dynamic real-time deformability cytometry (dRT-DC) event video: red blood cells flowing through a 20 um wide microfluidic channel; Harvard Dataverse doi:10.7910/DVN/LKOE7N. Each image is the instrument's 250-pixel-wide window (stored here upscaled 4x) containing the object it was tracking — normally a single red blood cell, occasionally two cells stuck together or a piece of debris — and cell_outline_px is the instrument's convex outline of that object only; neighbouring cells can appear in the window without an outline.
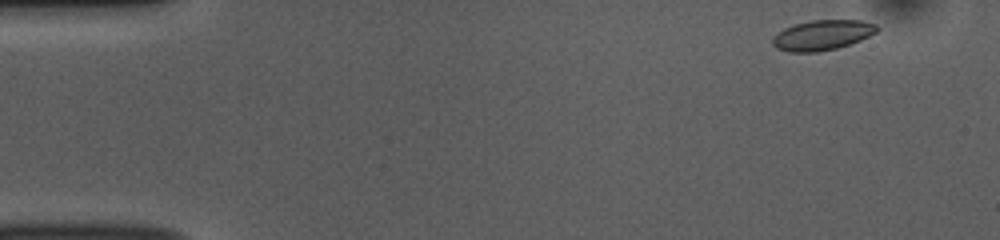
{"species": "common noctule bat (a hibernating species)", "species_latin": "Nyctalus noctula", "temperature_condition": "room temperature", "stored_images_in_passage": 50, "camera_frame_rate_fps": 3000, "um_per_image_px": 0.085, "animal": {"sex": "female", "body_mass_g": 10.0, "forearm_length_mm": 53.1}, "frame": {"image": 1, "passage_image": 1, "time_ms": 0.0, "image_size_px": [1000, 240], "cell_outline_px": [[880, 28], [876, 32], [860, 40], [836, 48], [816, 52], [788, 52], [776, 48], [772, 44], [772, 40], [784, 28], [792, 24], [812, 20], [860, 20], [876, 24]], "centroid_in_image_um": [69.89, 2.98], "position_along_channel_um": 15.1, "area_um2": 18.21}}
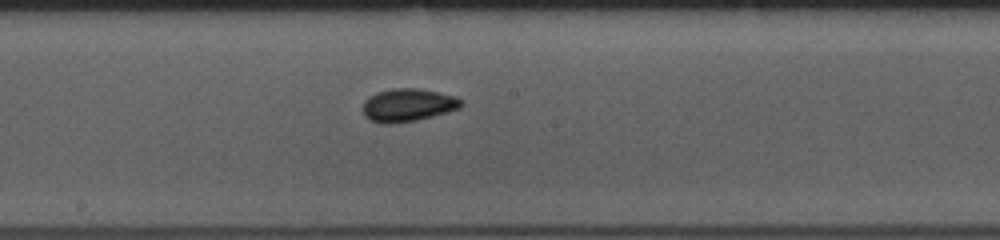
{"frame": {"image": 2, "passage_image": 25, "time_ms": 8.0, "image_size_px": [1000, 240], "cell_outline_px": [[464, 104], [460, 108], [448, 112], [416, 120], [392, 124], [384, 124], [368, 120], [364, 116], [364, 100], [368, 96], [376, 92], [392, 88], [416, 88], [456, 96], [464, 100]], "centroid_in_image_um": [34.67, 8.93], "position_along_channel_um": 213.5, "area_um2": 19.07}}
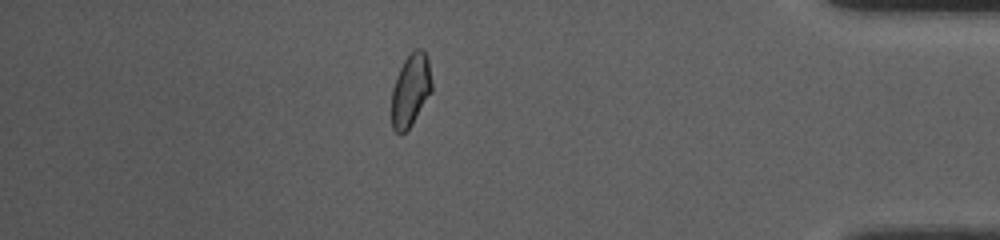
{"frame": {"image": 3, "passage_image": 43, "time_ms": 14.0, "image_size_px": [1000, 240], "cell_outline_px": [[432, 92], [412, 124], [400, 136], [392, 128], [392, 88], [396, 76], [404, 60], [416, 48], [420, 48], [428, 56], [432, 84]], "centroid_in_image_um": [34.91, 7.67], "position_along_channel_um": 400.3, "area_um2": 17.11}, "authors_computed_cell_mechanics": {"area_um2": 17.918, "velocity_mm_per_s": 3.7496, "shape_relaxation_time_tau1_ms": 4.8204, "shape_relaxation_time_tau2_ms": 2.0974, "deformation_change_tau1": 0.0882, "deformation_change_tau2": 0.0448}}